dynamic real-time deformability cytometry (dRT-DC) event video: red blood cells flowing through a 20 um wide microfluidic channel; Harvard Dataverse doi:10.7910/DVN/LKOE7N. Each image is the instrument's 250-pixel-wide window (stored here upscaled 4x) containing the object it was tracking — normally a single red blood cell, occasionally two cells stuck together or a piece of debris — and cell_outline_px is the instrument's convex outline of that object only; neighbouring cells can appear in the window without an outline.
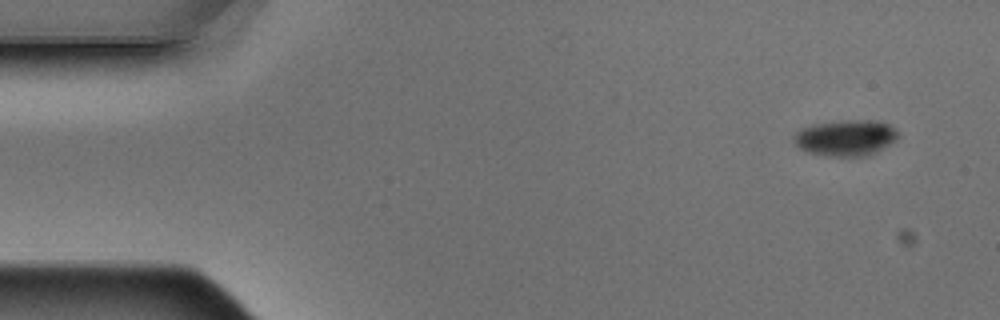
{"species": "Egyptian fruit bat (a non-hibernating species)", "species_latin": "Rousettus aegyptiacus", "temperature_condition": "warm", "stored_images_in_passage": 14, "camera_frame_rate_fps": 3000, "um_per_image_px": 0.085, "animal": {"sex": "male"}, "frame": {"image": 1, "passage_image": 1, "time_ms": 0.0, "image_size_px": [1000, 320], "cell_outline_px": [[900, 136], [896, 140], [876, 152], [868, 156], [828, 156], [808, 152], [800, 148], [792, 140], [792, 136], [796, 132], [812, 124], [844, 120], [880, 120], [888, 124], [900, 132]], "centroid_in_image_um": [71.91, 11.71], "position_along_channel_um": 13.1, "area_um2": 22.08}}
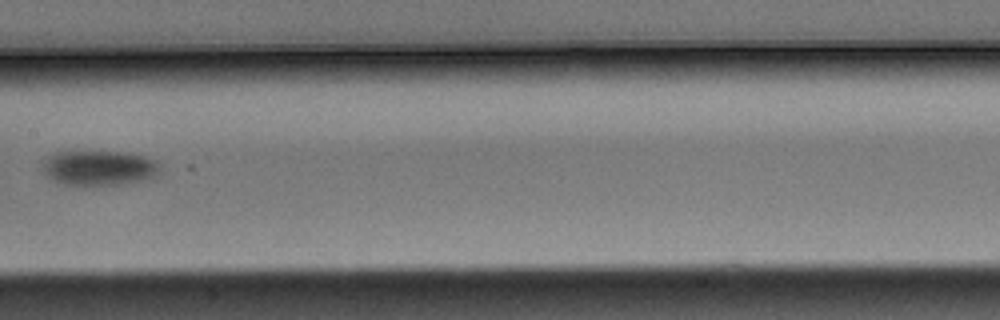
{"frame": {"image": 2, "passage_image": 7, "time_ms": 2.0, "image_size_px": [1000, 320], "cell_outline_px": [[160, 172], [152, 176], [140, 180], [120, 184], [64, 184], [52, 180], [44, 172], [40, 164], [52, 152], [124, 152], [144, 156], [156, 160], [160, 164]], "centroid_in_image_um": [8.38, 14.25], "position_along_channel_um": 199.0, "area_um2": 23.64}}
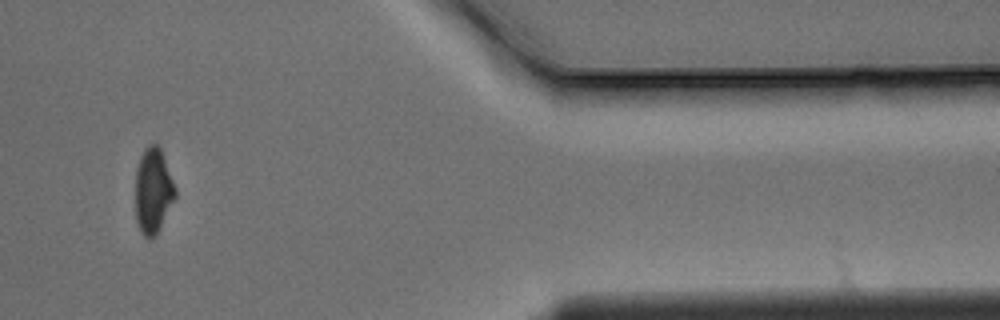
{"frame": {"image": 3, "passage_image": 12, "time_ms": 3.667, "image_size_px": [1000, 320], "cell_outline_px": [[176, 196], [156, 232], [152, 236], [144, 236], [136, 220], [136, 168], [140, 156], [144, 148], [148, 144], [156, 144], [160, 148], [176, 188]], "centroid_in_image_um": [13.0, 16.13], "position_along_channel_um": 398.4, "area_um2": 19.25}}